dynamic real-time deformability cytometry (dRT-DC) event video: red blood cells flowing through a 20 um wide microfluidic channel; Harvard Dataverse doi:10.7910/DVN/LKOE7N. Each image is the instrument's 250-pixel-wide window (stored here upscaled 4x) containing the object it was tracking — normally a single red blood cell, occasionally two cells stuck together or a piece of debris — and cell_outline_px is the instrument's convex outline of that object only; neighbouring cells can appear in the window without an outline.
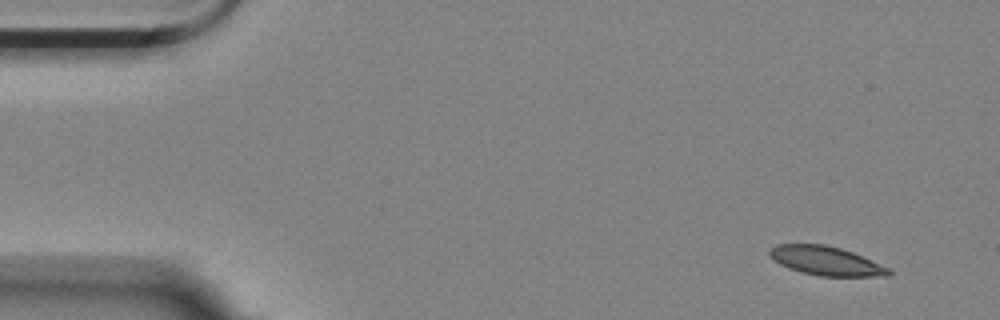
{"species": "Egyptian fruit bat (a non-hibernating species)", "species_latin": "Rousettus aegyptiacus", "temperature_condition": "room temperature", "stored_images_in_passage": 6, "camera_frame_rate_fps": 3000, "um_per_image_px": 0.085, "animal": {"sex": "female"}, "frame": {"image": 1, "passage_image": 1, "time_ms": 0.0, "image_size_px": [1000, 320], "cell_outline_px": [[892, 272], [888, 276], [820, 276], [788, 268], [780, 264], [768, 252], [776, 244], [824, 244], [840, 248], [852, 252], [888, 268]], "centroid_in_image_um": [70.21, 22.17], "position_along_channel_um": 14.8, "area_um2": 19.65}}
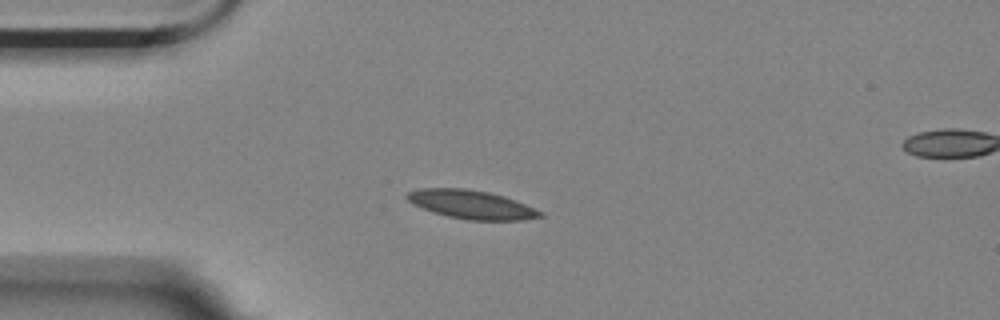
{"frame": {"image": 2, "passage_image": 4, "time_ms": 1.0, "image_size_px": [1000, 320], "cell_outline_px": [[544, 216], [520, 220], [468, 220], [448, 216], [432, 212], [412, 204], [404, 196], [408, 192], [420, 188], [468, 188], [488, 192], [504, 196], [544, 212]], "centroid_in_image_um": [40.04, 17.38], "position_along_channel_um": 45.0, "area_um2": 22.2}}
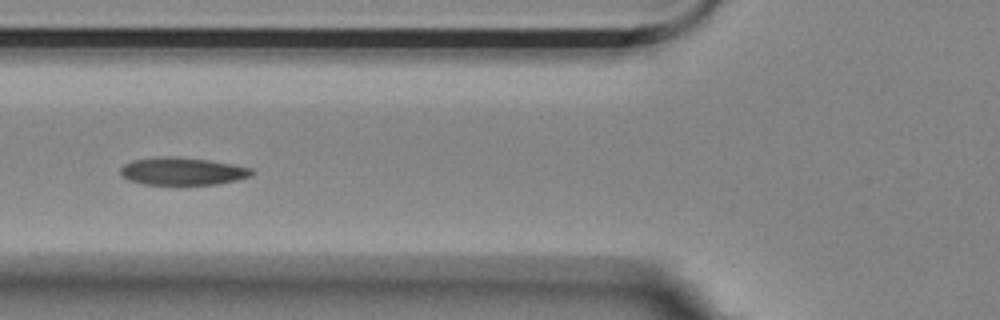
{"frame": {"image": 3, "passage_image": 6, "time_ms": 1.667, "image_size_px": [1000, 320], "cell_outline_px": [[252, 176], [236, 180], [216, 184], [144, 184], [128, 180], [120, 172], [120, 168], [124, 164], [132, 160], [168, 156], [208, 160], [232, 164], [252, 168]], "centroid_in_image_um": [15.5, 14.56], "position_along_channel_um": 110.3, "area_um2": 20.81}}